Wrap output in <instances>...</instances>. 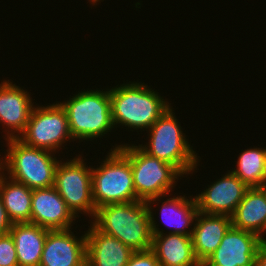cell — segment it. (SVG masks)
Masks as SVG:
<instances>
[{
	"mask_svg": "<svg viewBox=\"0 0 266 266\" xmlns=\"http://www.w3.org/2000/svg\"><path fill=\"white\" fill-rule=\"evenodd\" d=\"M231 226L228 215L198 212L191 239L195 257L201 264L218 248Z\"/></svg>",
	"mask_w": 266,
	"mask_h": 266,
	"instance_id": "ac0fdd59",
	"label": "cell"
},
{
	"mask_svg": "<svg viewBox=\"0 0 266 266\" xmlns=\"http://www.w3.org/2000/svg\"><path fill=\"white\" fill-rule=\"evenodd\" d=\"M194 197L199 212L231 216L244 198L249 187L230 170Z\"/></svg>",
	"mask_w": 266,
	"mask_h": 266,
	"instance_id": "8fae6325",
	"label": "cell"
},
{
	"mask_svg": "<svg viewBox=\"0 0 266 266\" xmlns=\"http://www.w3.org/2000/svg\"><path fill=\"white\" fill-rule=\"evenodd\" d=\"M90 222L99 231L117 238L133 251L152 248L153 235L146 201L101 206L96 209Z\"/></svg>",
	"mask_w": 266,
	"mask_h": 266,
	"instance_id": "7a4b0ae2",
	"label": "cell"
},
{
	"mask_svg": "<svg viewBox=\"0 0 266 266\" xmlns=\"http://www.w3.org/2000/svg\"><path fill=\"white\" fill-rule=\"evenodd\" d=\"M3 157L1 154H0V173L2 172V158Z\"/></svg>",
	"mask_w": 266,
	"mask_h": 266,
	"instance_id": "83f0119b",
	"label": "cell"
},
{
	"mask_svg": "<svg viewBox=\"0 0 266 266\" xmlns=\"http://www.w3.org/2000/svg\"><path fill=\"white\" fill-rule=\"evenodd\" d=\"M119 148L129 157L136 200L170 194L184 177L173 165L147 154L136 143H122Z\"/></svg>",
	"mask_w": 266,
	"mask_h": 266,
	"instance_id": "52a82bcc",
	"label": "cell"
},
{
	"mask_svg": "<svg viewBox=\"0 0 266 266\" xmlns=\"http://www.w3.org/2000/svg\"><path fill=\"white\" fill-rule=\"evenodd\" d=\"M263 242L258 235L231 226L218 248L201 266H254L257 251Z\"/></svg>",
	"mask_w": 266,
	"mask_h": 266,
	"instance_id": "7c38bea8",
	"label": "cell"
},
{
	"mask_svg": "<svg viewBox=\"0 0 266 266\" xmlns=\"http://www.w3.org/2000/svg\"><path fill=\"white\" fill-rule=\"evenodd\" d=\"M150 87L138 80L120 83L112 88L110 86L114 128L122 127L132 132L147 131L171 106L167 98L164 99Z\"/></svg>",
	"mask_w": 266,
	"mask_h": 266,
	"instance_id": "6da1fadb",
	"label": "cell"
},
{
	"mask_svg": "<svg viewBox=\"0 0 266 266\" xmlns=\"http://www.w3.org/2000/svg\"><path fill=\"white\" fill-rule=\"evenodd\" d=\"M86 266H126L133 250L117 238L99 231L88 222Z\"/></svg>",
	"mask_w": 266,
	"mask_h": 266,
	"instance_id": "e0dca14e",
	"label": "cell"
},
{
	"mask_svg": "<svg viewBox=\"0 0 266 266\" xmlns=\"http://www.w3.org/2000/svg\"><path fill=\"white\" fill-rule=\"evenodd\" d=\"M172 195L173 194L170 193V195L167 194L160 197L150 198L146 201L147 207H153V205L159 206L157 203H162L161 208H158L160 209L158 210L160 212L158 214H161L160 218H162L161 223L164 222L163 226L166 225L168 230L171 227L170 230L165 233H176L191 236L195 219L199 212L196 199L191 194L190 197H187L185 193L183 196L174 194L173 197H170ZM164 198L166 199L164 200Z\"/></svg>",
	"mask_w": 266,
	"mask_h": 266,
	"instance_id": "2e32d148",
	"label": "cell"
},
{
	"mask_svg": "<svg viewBox=\"0 0 266 266\" xmlns=\"http://www.w3.org/2000/svg\"><path fill=\"white\" fill-rule=\"evenodd\" d=\"M36 105V106H35ZM35 105L24 132L18 137L24 144L59 154L67 142H73L68 116L60 101L49 105ZM64 144V145H63Z\"/></svg>",
	"mask_w": 266,
	"mask_h": 266,
	"instance_id": "9c48e42d",
	"label": "cell"
},
{
	"mask_svg": "<svg viewBox=\"0 0 266 266\" xmlns=\"http://www.w3.org/2000/svg\"><path fill=\"white\" fill-rule=\"evenodd\" d=\"M2 172L30 189L54 186L55 171L60 159L56 153L31 147L18 138L5 140Z\"/></svg>",
	"mask_w": 266,
	"mask_h": 266,
	"instance_id": "5b68a950",
	"label": "cell"
},
{
	"mask_svg": "<svg viewBox=\"0 0 266 266\" xmlns=\"http://www.w3.org/2000/svg\"><path fill=\"white\" fill-rule=\"evenodd\" d=\"M254 266H266V241H264L256 254Z\"/></svg>",
	"mask_w": 266,
	"mask_h": 266,
	"instance_id": "484cf974",
	"label": "cell"
},
{
	"mask_svg": "<svg viewBox=\"0 0 266 266\" xmlns=\"http://www.w3.org/2000/svg\"><path fill=\"white\" fill-rule=\"evenodd\" d=\"M66 159L61 158L57 164L54 187L76 217L83 214L91 221L96 212L92 197V165L88 167L83 153Z\"/></svg>",
	"mask_w": 266,
	"mask_h": 266,
	"instance_id": "ba28073f",
	"label": "cell"
},
{
	"mask_svg": "<svg viewBox=\"0 0 266 266\" xmlns=\"http://www.w3.org/2000/svg\"><path fill=\"white\" fill-rule=\"evenodd\" d=\"M11 80L0 83V125L1 130L4 128V140L18 138L24 132L35 100L30 91Z\"/></svg>",
	"mask_w": 266,
	"mask_h": 266,
	"instance_id": "30bf717a",
	"label": "cell"
},
{
	"mask_svg": "<svg viewBox=\"0 0 266 266\" xmlns=\"http://www.w3.org/2000/svg\"><path fill=\"white\" fill-rule=\"evenodd\" d=\"M48 231L32 223L11 225L19 266H39Z\"/></svg>",
	"mask_w": 266,
	"mask_h": 266,
	"instance_id": "ffe728a7",
	"label": "cell"
},
{
	"mask_svg": "<svg viewBox=\"0 0 266 266\" xmlns=\"http://www.w3.org/2000/svg\"><path fill=\"white\" fill-rule=\"evenodd\" d=\"M230 217L232 227L252 232L266 241V187L249 188Z\"/></svg>",
	"mask_w": 266,
	"mask_h": 266,
	"instance_id": "d6986e66",
	"label": "cell"
},
{
	"mask_svg": "<svg viewBox=\"0 0 266 266\" xmlns=\"http://www.w3.org/2000/svg\"><path fill=\"white\" fill-rule=\"evenodd\" d=\"M151 221L152 250L160 266H201L196 259L191 236L176 233H164L156 222V211L148 207ZM155 211V213H154Z\"/></svg>",
	"mask_w": 266,
	"mask_h": 266,
	"instance_id": "5bb4252c",
	"label": "cell"
},
{
	"mask_svg": "<svg viewBox=\"0 0 266 266\" xmlns=\"http://www.w3.org/2000/svg\"><path fill=\"white\" fill-rule=\"evenodd\" d=\"M105 89H84L60 102L67 113L69 131L74 141H97L103 139V136L107 138L105 136L115 129L110 88Z\"/></svg>",
	"mask_w": 266,
	"mask_h": 266,
	"instance_id": "277c9868",
	"label": "cell"
},
{
	"mask_svg": "<svg viewBox=\"0 0 266 266\" xmlns=\"http://www.w3.org/2000/svg\"><path fill=\"white\" fill-rule=\"evenodd\" d=\"M172 105L146 131L148 142L138 144L147 154L173 165L183 176L199 170L201 157L198 156L189 138L173 112ZM194 149V150H193ZM200 158V159H199Z\"/></svg>",
	"mask_w": 266,
	"mask_h": 266,
	"instance_id": "3957f363",
	"label": "cell"
},
{
	"mask_svg": "<svg viewBox=\"0 0 266 266\" xmlns=\"http://www.w3.org/2000/svg\"><path fill=\"white\" fill-rule=\"evenodd\" d=\"M126 266H160L156 254L152 249L134 251Z\"/></svg>",
	"mask_w": 266,
	"mask_h": 266,
	"instance_id": "cb8c5ba5",
	"label": "cell"
},
{
	"mask_svg": "<svg viewBox=\"0 0 266 266\" xmlns=\"http://www.w3.org/2000/svg\"><path fill=\"white\" fill-rule=\"evenodd\" d=\"M12 223L9 221L2 200L0 198V235L9 233Z\"/></svg>",
	"mask_w": 266,
	"mask_h": 266,
	"instance_id": "d4e9b609",
	"label": "cell"
},
{
	"mask_svg": "<svg viewBox=\"0 0 266 266\" xmlns=\"http://www.w3.org/2000/svg\"><path fill=\"white\" fill-rule=\"evenodd\" d=\"M32 191L25 184L0 173V198L12 224L31 223Z\"/></svg>",
	"mask_w": 266,
	"mask_h": 266,
	"instance_id": "44dd1931",
	"label": "cell"
},
{
	"mask_svg": "<svg viewBox=\"0 0 266 266\" xmlns=\"http://www.w3.org/2000/svg\"><path fill=\"white\" fill-rule=\"evenodd\" d=\"M0 266H19L14 239L10 233L0 235Z\"/></svg>",
	"mask_w": 266,
	"mask_h": 266,
	"instance_id": "603a6c76",
	"label": "cell"
},
{
	"mask_svg": "<svg viewBox=\"0 0 266 266\" xmlns=\"http://www.w3.org/2000/svg\"><path fill=\"white\" fill-rule=\"evenodd\" d=\"M242 151L235 161L237 166L230 171L249 188L266 187V147L254 146Z\"/></svg>",
	"mask_w": 266,
	"mask_h": 266,
	"instance_id": "7402d4cb",
	"label": "cell"
},
{
	"mask_svg": "<svg viewBox=\"0 0 266 266\" xmlns=\"http://www.w3.org/2000/svg\"><path fill=\"white\" fill-rule=\"evenodd\" d=\"M89 3H91L90 5L96 7V5L100 4L101 1H104V0H88Z\"/></svg>",
	"mask_w": 266,
	"mask_h": 266,
	"instance_id": "4316f807",
	"label": "cell"
},
{
	"mask_svg": "<svg viewBox=\"0 0 266 266\" xmlns=\"http://www.w3.org/2000/svg\"><path fill=\"white\" fill-rule=\"evenodd\" d=\"M49 230L39 266H86V231Z\"/></svg>",
	"mask_w": 266,
	"mask_h": 266,
	"instance_id": "4fadbf2b",
	"label": "cell"
},
{
	"mask_svg": "<svg viewBox=\"0 0 266 266\" xmlns=\"http://www.w3.org/2000/svg\"><path fill=\"white\" fill-rule=\"evenodd\" d=\"M116 144L100 165L92 167V197L96 209L116 203L136 201L129 157Z\"/></svg>",
	"mask_w": 266,
	"mask_h": 266,
	"instance_id": "8992f818",
	"label": "cell"
},
{
	"mask_svg": "<svg viewBox=\"0 0 266 266\" xmlns=\"http://www.w3.org/2000/svg\"><path fill=\"white\" fill-rule=\"evenodd\" d=\"M78 219L54 186L33 189L31 223L48 230L71 228Z\"/></svg>",
	"mask_w": 266,
	"mask_h": 266,
	"instance_id": "9a60e30c",
	"label": "cell"
}]
</instances>
